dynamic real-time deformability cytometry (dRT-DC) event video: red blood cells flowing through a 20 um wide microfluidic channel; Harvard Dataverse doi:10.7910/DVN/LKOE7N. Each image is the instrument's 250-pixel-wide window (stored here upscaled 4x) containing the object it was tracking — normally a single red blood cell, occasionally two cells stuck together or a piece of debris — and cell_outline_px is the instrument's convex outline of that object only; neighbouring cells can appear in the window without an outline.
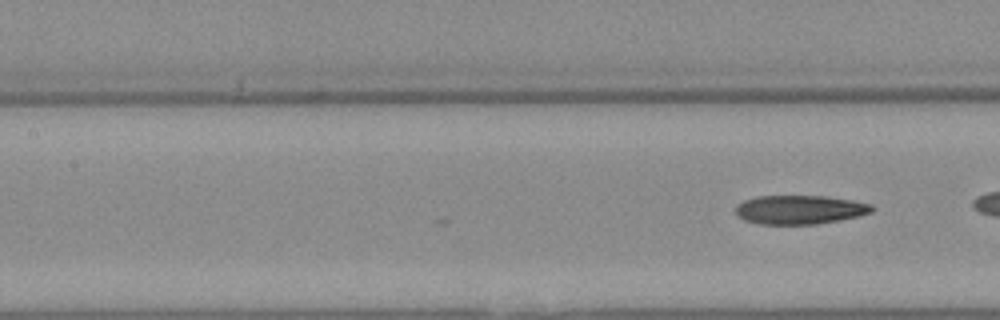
{"species": "Egyptian fruit bat (a non-hibernating species)", "species_latin": "Rousettus aegyptiacus", "temperature_condition": "warm", "stored_images_in_passage": 18, "camera_frame_rate_fps": 3000, "um_per_image_px": 0.085, "animal": {"sex": "female"}, "frame": {"image": 1, "passage_image": 18, "time_ms": 5.667, "image_size_px": [1000, 320], "cell_outline_px": [[876, 208], [872, 212], [860, 216], [840, 220], [816, 224], [760, 224], [744, 220], [736, 216], [736, 204], [744, 200], [756, 196], [824, 196], [852, 200], [872, 204]], "centroid_in_image_um": [67.99, 17.82], "position_along_channel_um": 139.4, "area_um2": 23.18}}